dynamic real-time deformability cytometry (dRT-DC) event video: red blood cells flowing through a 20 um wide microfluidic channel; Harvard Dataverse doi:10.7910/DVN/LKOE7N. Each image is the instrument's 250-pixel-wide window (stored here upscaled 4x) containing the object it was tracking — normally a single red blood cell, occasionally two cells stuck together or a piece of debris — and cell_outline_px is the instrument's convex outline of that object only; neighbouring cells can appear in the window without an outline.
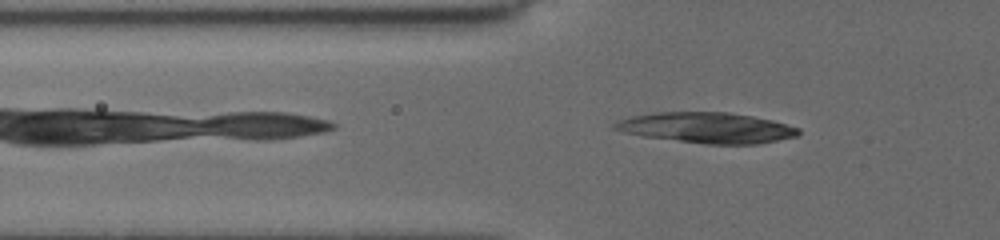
{"species": "common noctule bat (a hibernating species)", "species_latin": "Nyctalus noctula", "temperature_condition": "cold", "stored_images_in_passage": 39, "segment_of_instrument_passage": [1, 2], "camera_frame_rate_fps": 3000, "um_per_image_px": 0.085, "animal": {"sex": "female", "body_mass_g": 19.5, "forearm_length_mm": 54.1}, "frame": {"image": 1, "passage_image": 4, "time_ms": 1.0, "image_size_px": [1000, 240], "cell_outline_px": [[800, 132], [796, 136], [756, 144], [704, 144], [644, 136], [624, 132], [612, 128], [612, 124], [616, 120], [632, 116], [652, 112], [728, 112], [752, 116], [772, 120], [800, 128]], "centroid_in_image_um": [60.04, 10.85], "position_along_channel_um": 65.8, "area_um2": 32.71}}
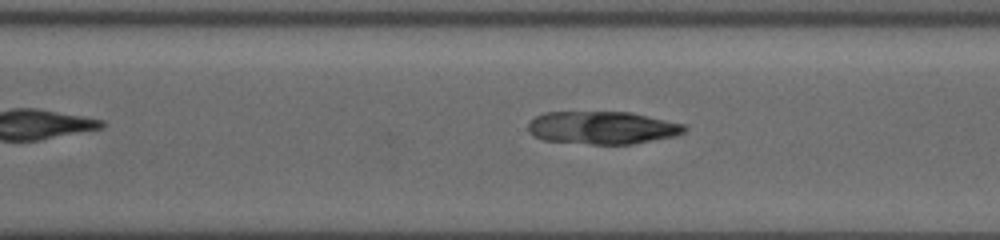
{"frame": {"image": 2, "passage_image": 25, "time_ms": 8.0, "image_size_px": [1000, 240], "cell_outline_px": [[688, 128], [684, 132], [672, 136], [632, 144], [592, 144], [544, 140], [532, 136], [528, 132], [528, 124], [536, 116], [544, 112], [632, 112], [684, 124]], "centroid_in_image_um": [51.17, 10.85], "position_along_channel_um": 319.4, "area_um2": 29.82}}
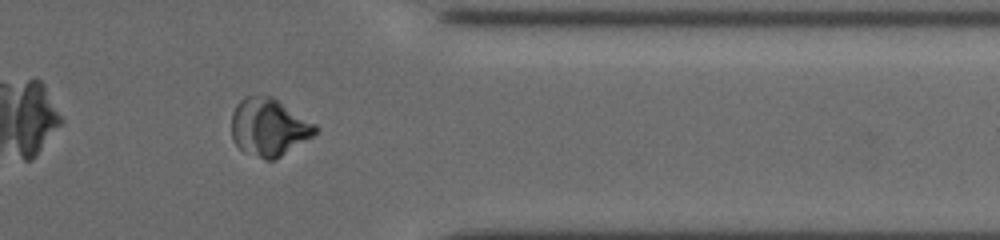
{"frame": {"image": 3, "passage_image": 31, "time_ms": 10.0, "image_size_px": [1000, 240], "cell_outline_px": [[316, 132], [312, 136], [276, 160], [264, 160], [240, 148], [236, 144], [232, 136], [232, 112], [236, 104], [240, 100], [248, 96], [272, 96], [316, 124]], "centroid_in_image_um": [22.85, 10.81], "position_along_channel_um": 388.5, "area_um2": 27.86}}